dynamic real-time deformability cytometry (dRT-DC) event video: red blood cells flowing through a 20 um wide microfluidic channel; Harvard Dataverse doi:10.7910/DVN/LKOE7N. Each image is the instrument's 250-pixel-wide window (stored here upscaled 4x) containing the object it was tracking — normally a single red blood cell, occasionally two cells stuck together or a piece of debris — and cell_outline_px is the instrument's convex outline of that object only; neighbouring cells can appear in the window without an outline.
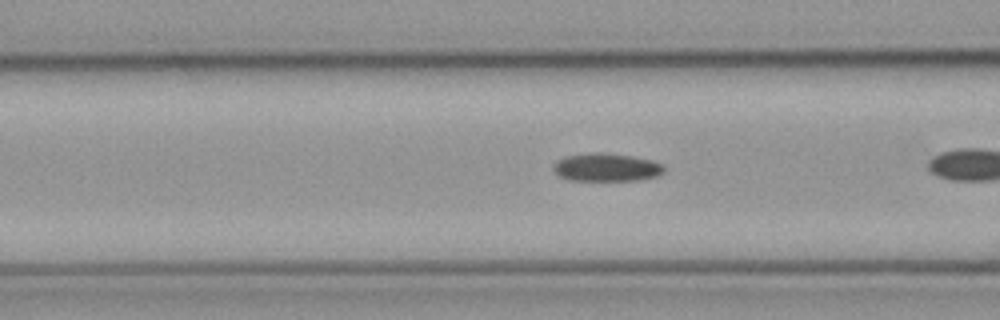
{"species": "common noctule bat (a hibernating species)", "species_latin": "Nyctalus noctula", "temperature_condition": "cold", "stored_images_in_passage": 29, "camera_frame_rate_fps": 3000, "um_per_image_px": 0.085, "animal": {"sex": "male", "body_mass_g": 23.1, "forearm_length_mm": 52.7}, "frame": {"image": 1, "passage_image": 13, "time_ms": 4.0, "image_size_px": [1000, 320], "cell_outline_px": [[664, 172], [656, 176], [636, 180], [568, 180], [560, 176], [552, 168], [560, 160], [568, 156], [596, 152], [632, 156], [652, 160], [660, 164], [664, 168]], "centroid_in_image_um": [51.57, 14.23], "position_along_channel_um": 115.0, "area_um2": 17.63}}